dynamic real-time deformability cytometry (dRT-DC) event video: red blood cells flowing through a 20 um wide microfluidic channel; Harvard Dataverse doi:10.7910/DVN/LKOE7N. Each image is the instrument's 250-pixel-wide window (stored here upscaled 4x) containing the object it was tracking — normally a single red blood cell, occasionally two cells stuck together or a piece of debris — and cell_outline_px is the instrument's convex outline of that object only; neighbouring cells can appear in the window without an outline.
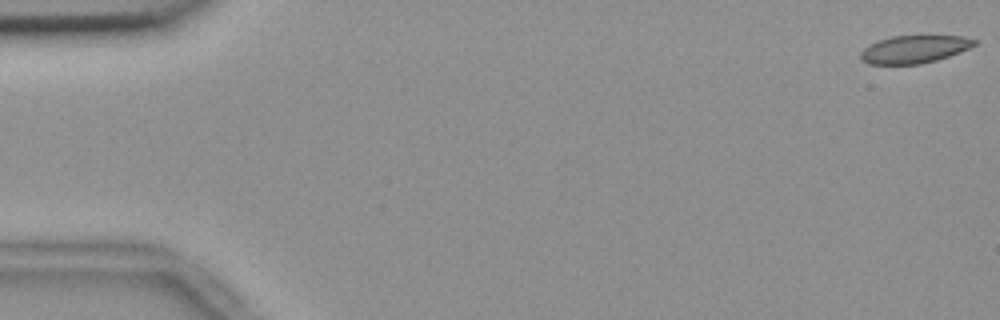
{"species": "common noctule bat (a hibernating species)", "species_latin": "Nyctalus noctula", "temperature_condition": "room temperature", "stored_images_in_passage": 55, "camera_frame_rate_fps": 3000, "um_per_image_px": 0.085, "animal": {"sex": "female", "body_mass_g": 18.4}, "frame": {"image": 1, "passage_image": 1, "time_ms": 0.0, "image_size_px": [1000, 320], "cell_outline_px": [[976, 44], [960, 52], [936, 60], [920, 64], [868, 64], [860, 60], [860, 52], [868, 44], [892, 36], [964, 36], [976, 40]], "centroid_in_image_um": [77.67, 4.19], "position_along_channel_um": 7.3, "area_um2": 18.32}}
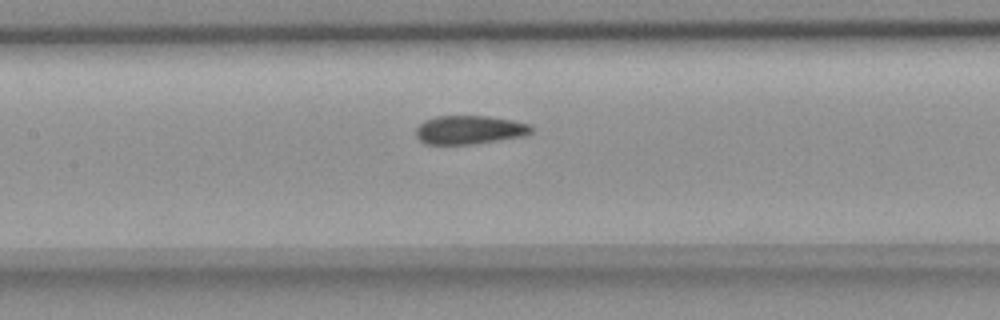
{"frame": {"image": 2, "passage_image": 26, "time_ms": 8.333, "image_size_px": [1000, 320], "cell_outline_px": [[532, 132], [528, 136], [472, 144], [424, 144], [416, 136], [416, 128], [424, 120], [436, 116], [488, 116], [512, 120], [532, 124]], "centroid_in_image_um": [39.94, 11.04], "position_along_channel_um": 167.5, "area_um2": 19.48}}
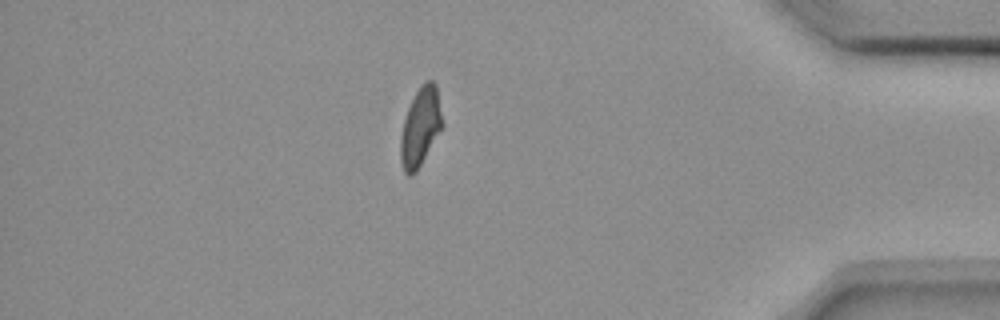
{"frame": {"image": 3, "passage_image": 48, "time_ms": 15.667, "image_size_px": [1000, 320], "cell_outline_px": [[444, 124], [416, 172], [412, 176], [408, 176], [404, 172], [400, 160], [400, 136], [404, 120], [408, 108], [420, 84], [424, 80], [432, 80], [436, 84]], "centroid_in_image_um": [35.73, 10.78], "position_along_channel_um": 399.5, "area_um2": 19.19}, "authors_computed_cell_mechanics": {"area_um2": 19.7676, "velocity_mm_per_s": 3.6733, "shape_relaxation_time_tau1_ms": null, "shape_relaxation_time_tau2_ms": 2.1679, "deformation_change_tau1": null, "deformation_change_tau2": 0.0535}}